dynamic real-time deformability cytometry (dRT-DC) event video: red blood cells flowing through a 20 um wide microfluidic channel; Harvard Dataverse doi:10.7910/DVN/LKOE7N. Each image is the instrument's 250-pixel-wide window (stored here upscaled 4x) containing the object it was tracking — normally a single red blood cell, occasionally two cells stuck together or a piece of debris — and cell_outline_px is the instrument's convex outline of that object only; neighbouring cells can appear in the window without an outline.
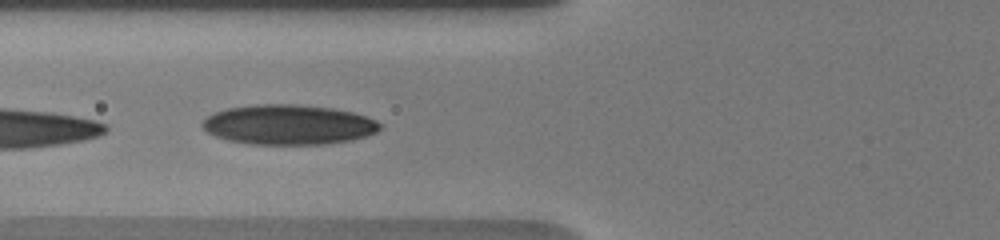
{"species": "human", "species_latin": "Homo sapiens", "temperature_condition": "warm", "stored_images_in_passage": 7, "camera_frame_rate_fps": 3000, "um_per_image_px": 0.085, "donor": {"sex": "male"}, "frame": {"image": 1, "passage_image": 6, "time_ms": 5.667, "image_size_px": [1000, 240], "cell_outline_px": [[380, 128], [376, 132], [352, 140], [324, 144], [252, 144], [228, 140], [216, 136], [208, 132], [200, 124], [212, 112], [228, 108], [256, 104], [296, 104], [332, 108], [352, 112], [376, 120], [380, 124]], "centroid_in_image_um": [24.5, 10.59], "position_along_channel_um": 101.3, "area_um2": 41.15}}
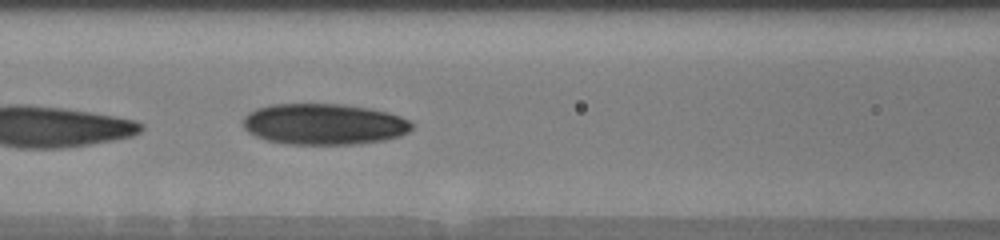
{"frame": {"image": 2, "passage_image": 7, "time_ms": 6.667, "image_size_px": [1000, 240], "cell_outline_px": [[412, 128], [408, 132], [400, 136], [384, 140], [360, 144], [292, 144], [268, 140], [256, 136], [248, 132], [244, 128], [244, 116], [248, 112], [256, 108], [272, 104], [344, 104], [368, 108], [388, 112], [400, 116], [408, 120], [412, 124]], "centroid_in_image_um": [27.54, 10.55], "position_along_channel_um": 139.1, "area_um2": 40.4}}